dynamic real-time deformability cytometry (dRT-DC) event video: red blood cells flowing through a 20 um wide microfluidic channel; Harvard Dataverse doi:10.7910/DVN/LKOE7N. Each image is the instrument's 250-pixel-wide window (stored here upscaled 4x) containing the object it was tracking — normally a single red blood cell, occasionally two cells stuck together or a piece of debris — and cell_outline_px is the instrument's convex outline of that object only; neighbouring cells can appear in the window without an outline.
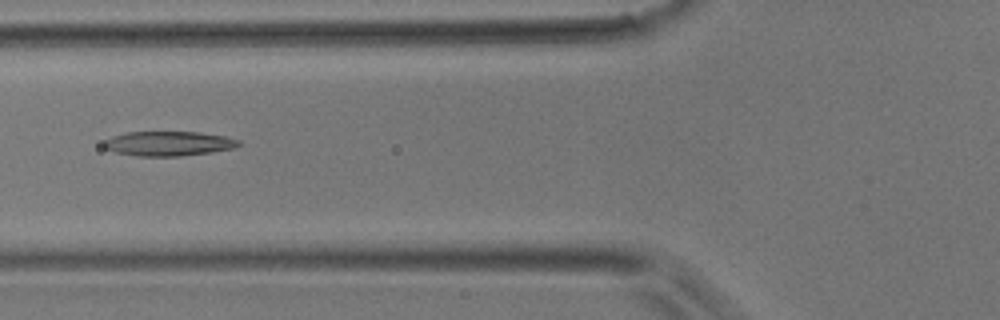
{"species": "common noctule bat (a hibernating species)", "species_latin": "Nyctalus noctula", "temperature_condition": "room temperature", "stored_images_in_passage": 5, "camera_frame_rate_fps": 3000, "um_per_image_px": 0.085, "animal": {"sex": "male", "body_mass_g": 17.9}, "frame": {"image": 1, "passage_image": 5, "time_ms": 1.333, "image_size_px": [1000, 320], "cell_outline_px": [[240, 144], [232, 148], [212, 152], [180, 156], [136, 156], [116, 152], [104, 148], [100, 144], [104, 140], [112, 136], [128, 132], [200, 132], [224, 136], [240, 140]], "centroid_in_image_um": [14.27, 12.2], "position_along_channel_um": 111.5, "area_um2": 19.36}}